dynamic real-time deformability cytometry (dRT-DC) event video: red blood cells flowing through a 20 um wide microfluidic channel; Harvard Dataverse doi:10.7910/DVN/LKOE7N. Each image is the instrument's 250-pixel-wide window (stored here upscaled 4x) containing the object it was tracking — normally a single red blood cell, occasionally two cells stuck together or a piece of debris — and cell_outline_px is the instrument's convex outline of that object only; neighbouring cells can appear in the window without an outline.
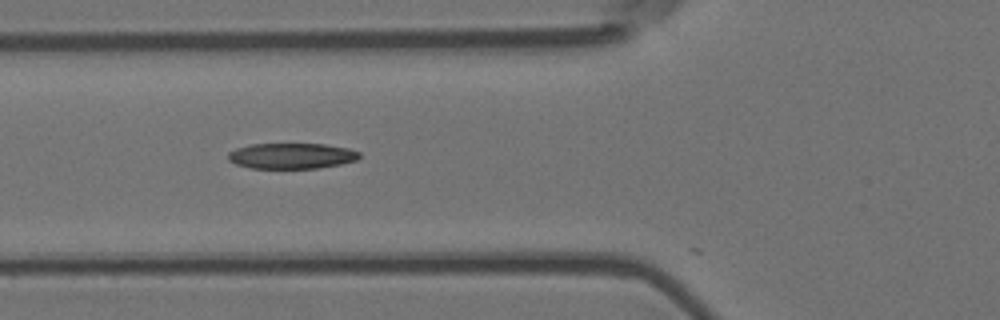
{"species": "Egyptian fruit bat (a non-hibernating species)", "species_latin": "Rousettus aegyptiacus", "temperature_condition": "room temperature", "stored_images_in_passage": 12, "camera_frame_rate_fps": 3000, "um_per_image_px": 0.085, "animal": {"sex": "female"}, "frame": {"image": 1, "passage_image": 2, "time_ms": 0.333, "image_size_px": [1000, 320], "cell_outline_px": [[360, 156], [356, 160], [340, 164], [316, 168], [252, 168], [236, 164], [228, 160], [228, 152], [236, 148], [252, 144], [324, 144], [348, 148], [360, 152]], "centroid_in_image_um": [24.77, 13.24], "position_along_channel_um": 101.0, "area_um2": 19.54}}
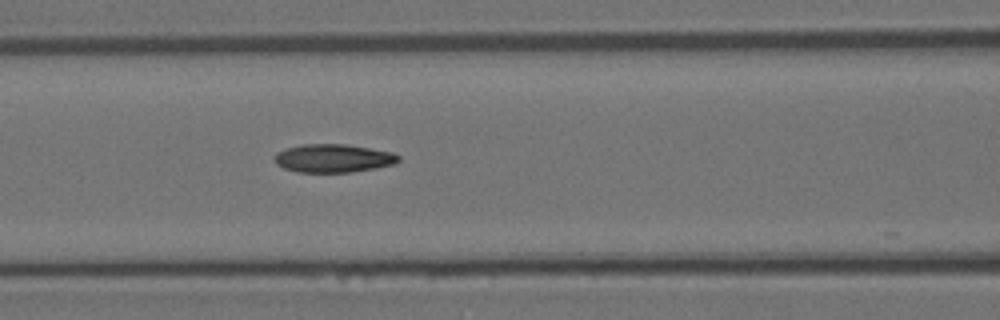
{"frame": {"image": 2, "passage_image": 5, "time_ms": 1.333, "image_size_px": [1000, 320], "cell_outline_px": [[400, 160], [396, 164], [376, 168], [352, 172], [296, 172], [284, 168], [276, 164], [276, 152], [288, 148], [304, 144], [344, 144], [392, 152], [400, 156]], "centroid_in_image_um": [28.36, 13.46], "position_along_channel_um": 138.2, "area_um2": 20.35}}
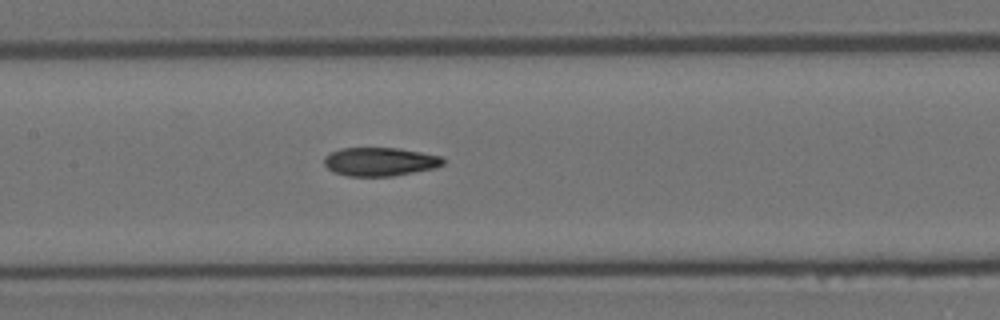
{"frame": {"image": 3, "passage_image": 8, "time_ms": 2.333, "image_size_px": [1000, 320], "cell_outline_px": [[444, 164], [436, 168], [392, 176], [348, 176], [332, 172], [324, 164], [324, 156], [340, 148], [400, 148], [440, 156], [444, 160]], "centroid_in_image_um": [32.28, 13.74], "position_along_channel_um": 175.1, "area_um2": 19.83}}